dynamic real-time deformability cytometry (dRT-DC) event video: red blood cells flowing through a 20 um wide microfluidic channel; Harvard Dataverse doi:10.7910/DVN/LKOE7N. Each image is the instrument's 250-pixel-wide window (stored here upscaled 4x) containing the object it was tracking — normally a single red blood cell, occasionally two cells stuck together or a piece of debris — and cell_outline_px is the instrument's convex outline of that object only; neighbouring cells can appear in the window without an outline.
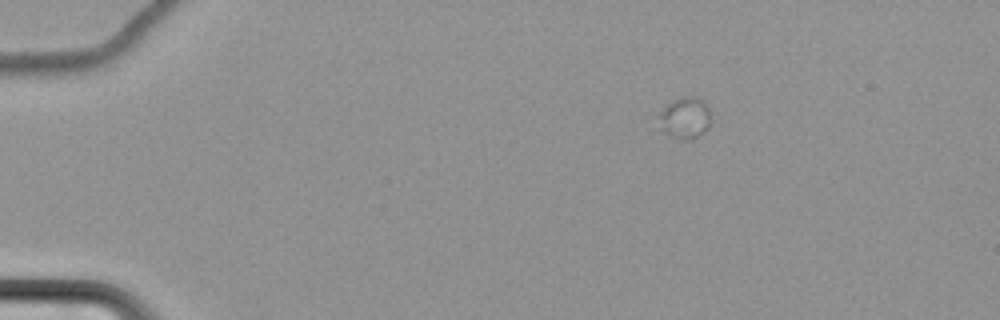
{"species": "common noctule bat (a hibernating species)", "species_latin": "Nyctalus noctula", "temperature_condition": "cold", "stored_images_in_passage": 41, "camera_frame_rate_fps": 3000, "um_per_image_px": 0.085, "animal": {"sex": "female", "body_mass_g": 22.7, "forearm_length_mm": 54.2}, "frame": {"image": 1, "passage_image": 1, "time_ms": 0.0, "image_size_px": [1000, 320], "cell_outline_px": [[712, 120], [704, 132], [692, 140], [680, 140], [672, 136], [660, 128], [660, 112], [672, 100], [680, 96], [696, 96], [704, 100], [708, 108]], "centroid_in_image_um": [58.27, 10.01], "position_along_channel_um": 26.7, "area_um2": 12.72}}